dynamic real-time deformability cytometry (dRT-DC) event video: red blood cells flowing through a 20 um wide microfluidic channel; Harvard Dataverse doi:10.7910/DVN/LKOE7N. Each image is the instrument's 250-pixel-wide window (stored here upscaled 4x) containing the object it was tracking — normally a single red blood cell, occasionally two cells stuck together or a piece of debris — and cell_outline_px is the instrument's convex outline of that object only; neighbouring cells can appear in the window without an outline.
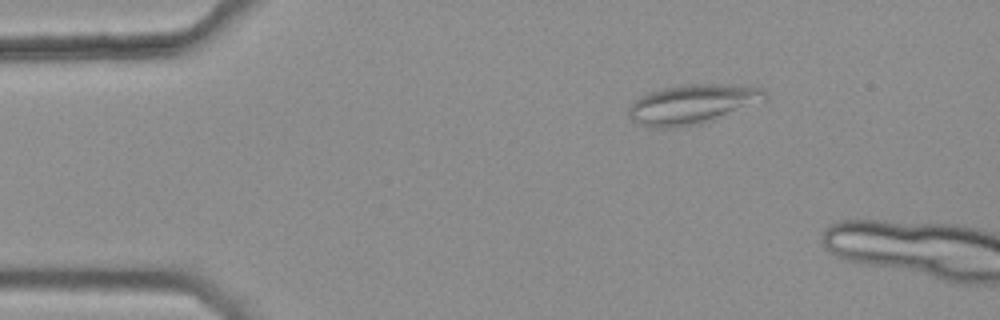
{"species": "common noctule bat (a hibernating species)", "species_latin": "Nyctalus noctula", "temperature_condition": "warm", "stored_images_in_passage": 7, "camera_frame_rate_fps": 3000, "um_per_image_px": 0.085, "animal": {"sex": "female", "body_mass_g": 25.1}, "frame": {"image": 1, "passage_image": 3, "time_ms": 0.667, "image_size_px": [1000, 320], "cell_outline_px": [[768, 100], [716, 120], [700, 124], [672, 128], [652, 128], [640, 124], [632, 120], [628, 116], [628, 108], [640, 96], [648, 92], [680, 84], [732, 84], [764, 88], [768, 96]], "centroid_in_image_um": [58.91, 8.86], "position_along_channel_um": 26.1, "area_um2": 32.08}}